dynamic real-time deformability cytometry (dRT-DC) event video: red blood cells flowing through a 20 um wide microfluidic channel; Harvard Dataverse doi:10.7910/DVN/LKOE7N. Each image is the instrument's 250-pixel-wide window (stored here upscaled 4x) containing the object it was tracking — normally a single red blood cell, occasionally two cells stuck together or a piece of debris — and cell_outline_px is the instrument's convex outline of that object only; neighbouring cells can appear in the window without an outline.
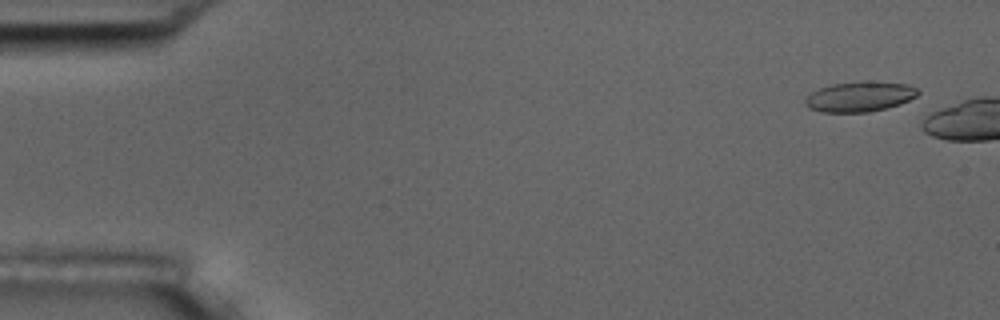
{"species": "common noctule bat (a hibernating species)", "species_latin": "Nyctalus noctula", "temperature_condition": "room temperature", "stored_images_in_passage": 2, "camera_frame_rate_fps": 3000, "um_per_image_px": 0.085, "animal": {"sex": "male", "body_mass_g": 17.5, "forearm_length_mm": 52.3}, "frame": {"image": 1, "passage_image": 1, "time_ms": 0.0, "image_size_px": [1000, 320], "cell_outline_px": [[920, 92], [916, 96], [900, 104], [888, 108], [868, 112], [820, 112], [808, 108], [804, 104], [804, 100], [812, 92], [820, 88], [832, 84], [864, 80], [908, 84], [916, 88]], "centroid_in_image_um": [73.07, 8.21], "position_along_channel_um": 11.9, "area_um2": 20.0}}